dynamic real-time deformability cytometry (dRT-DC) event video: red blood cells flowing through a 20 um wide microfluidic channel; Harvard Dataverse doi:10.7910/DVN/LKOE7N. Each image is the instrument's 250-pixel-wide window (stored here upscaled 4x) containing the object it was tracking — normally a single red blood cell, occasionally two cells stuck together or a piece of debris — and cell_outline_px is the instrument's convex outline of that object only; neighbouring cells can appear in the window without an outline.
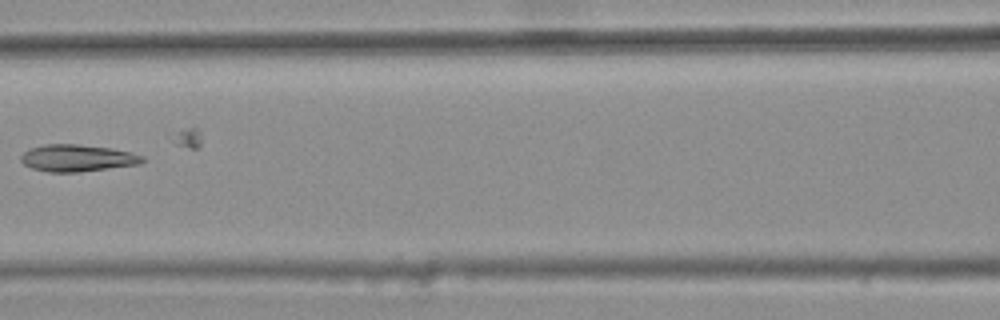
{"species": "common noctule bat (a hibernating species)", "species_latin": "Nyctalus noctula", "temperature_condition": "warm", "stored_images_in_passage": 4, "camera_frame_rate_fps": 3000, "um_per_image_px": 0.085, "animal": {"sex": "female", "body_mass_g": 25.1}, "frame": {"image": 1, "passage_image": 4, "time_ms": 1.0, "image_size_px": [1000, 320], "cell_outline_px": [[144, 160], [136, 164], [80, 172], [48, 172], [32, 168], [24, 164], [20, 160], [20, 156], [24, 152], [32, 148], [44, 144], [76, 144], [112, 148], [144, 156]], "centroid_in_image_um": [6.52, 13.43], "position_along_channel_um": 160.1, "area_um2": 18.84}}